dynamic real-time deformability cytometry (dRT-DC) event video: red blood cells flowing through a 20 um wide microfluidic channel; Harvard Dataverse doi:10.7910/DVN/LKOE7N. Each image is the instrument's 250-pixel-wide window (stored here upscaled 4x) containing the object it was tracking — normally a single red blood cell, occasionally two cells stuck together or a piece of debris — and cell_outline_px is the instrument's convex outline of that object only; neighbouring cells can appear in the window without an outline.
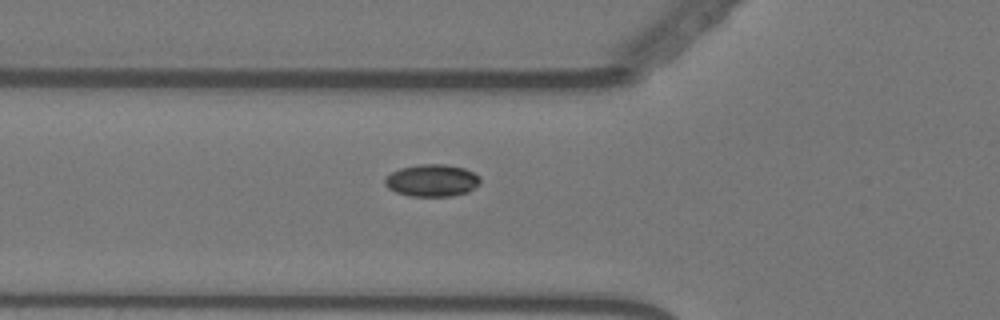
{"species": "Egyptian fruit bat (a non-hibernating species)", "species_latin": "Rousettus aegyptiacus", "temperature_condition": "warm", "stored_images_in_passage": 10, "camera_frame_rate_fps": 3000, "um_per_image_px": 0.085, "animal": {"sex": "female"}, "frame": {"image": 1, "passage_image": 5, "time_ms": 1.333, "image_size_px": [1000, 320], "cell_outline_px": [[480, 184], [468, 192], [452, 196], [412, 196], [396, 192], [388, 188], [384, 184], [384, 180], [392, 172], [400, 168], [420, 164], [444, 164], [464, 168], [480, 176]], "centroid_in_image_um": [36.73, 15.34], "position_along_channel_um": 89.1, "area_um2": 17.86}}